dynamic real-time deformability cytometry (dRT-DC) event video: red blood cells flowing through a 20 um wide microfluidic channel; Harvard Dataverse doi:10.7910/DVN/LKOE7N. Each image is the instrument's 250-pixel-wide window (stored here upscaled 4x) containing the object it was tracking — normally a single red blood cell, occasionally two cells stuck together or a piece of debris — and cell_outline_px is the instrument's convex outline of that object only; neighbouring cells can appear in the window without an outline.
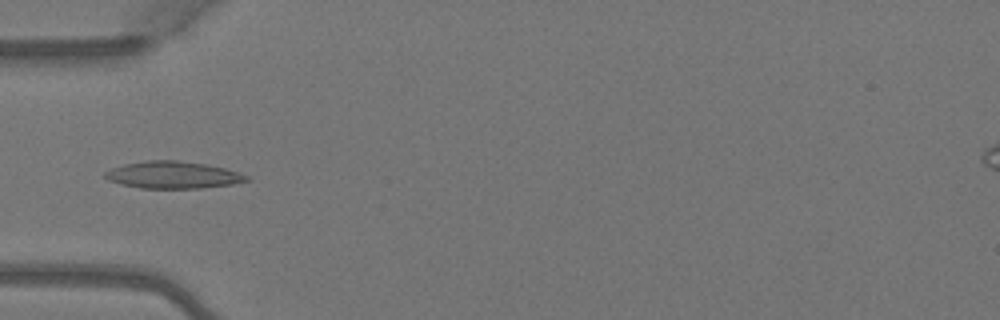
{"species": "Egyptian fruit bat (a non-hibernating species)", "species_latin": "Rousettus aegyptiacus", "temperature_condition": "warm", "stored_images_in_passage": 4, "camera_frame_rate_fps": 3000, "um_per_image_px": 0.085, "animal": {"sex": "female"}, "frame": {"image": 1, "passage_image": 4, "time_ms": 1.0, "image_size_px": [1000, 320], "cell_outline_px": [[252, 180], [232, 184], [200, 188], [140, 188], [120, 184], [108, 180], [104, 176], [104, 172], [112, 168], [124, 164], [148, 160], [176, 160], [204, 164], [224, 168], [240, 172], [248, 176]], "centroid_in_image_um": [14.7, 14.87], "position_along_channel_um": 70.3, "area_um2": 22.31}}